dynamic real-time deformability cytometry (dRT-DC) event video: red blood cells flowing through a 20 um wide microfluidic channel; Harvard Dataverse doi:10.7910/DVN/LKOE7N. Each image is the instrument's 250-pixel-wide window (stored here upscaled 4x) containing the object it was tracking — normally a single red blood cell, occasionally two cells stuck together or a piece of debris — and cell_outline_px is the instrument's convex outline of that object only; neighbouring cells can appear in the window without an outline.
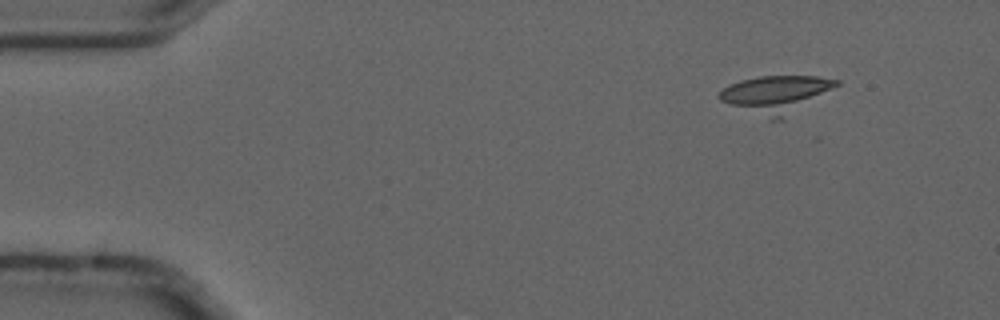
{"species": "common noctule bat (a hibernating species)", "species_latin": "Nyctalus noctula", "temperature_condition": "cold", "stored_images_in_passage": 4, "camera_frame_rate_fps": 3000, "um_per_image_px": 0.085, "animal": {"sex": "male", "forearm_length_mm": 52.5}, "frame": {"image": 1, "passage_image": 2, "time_ms": 0.333, "image_size_px": [1000, 320], "cell_outline_px": [[840, 84], [784, 120], [768, 120], [720, 100], [716, 96], [728, 84], [740, 80], [760, 76], [816, 76], [840, 80]], "centroid_in_image_um": [65.97, 8.02], "position_along_channel_um": 19.0, "area_um2": 25.66}}